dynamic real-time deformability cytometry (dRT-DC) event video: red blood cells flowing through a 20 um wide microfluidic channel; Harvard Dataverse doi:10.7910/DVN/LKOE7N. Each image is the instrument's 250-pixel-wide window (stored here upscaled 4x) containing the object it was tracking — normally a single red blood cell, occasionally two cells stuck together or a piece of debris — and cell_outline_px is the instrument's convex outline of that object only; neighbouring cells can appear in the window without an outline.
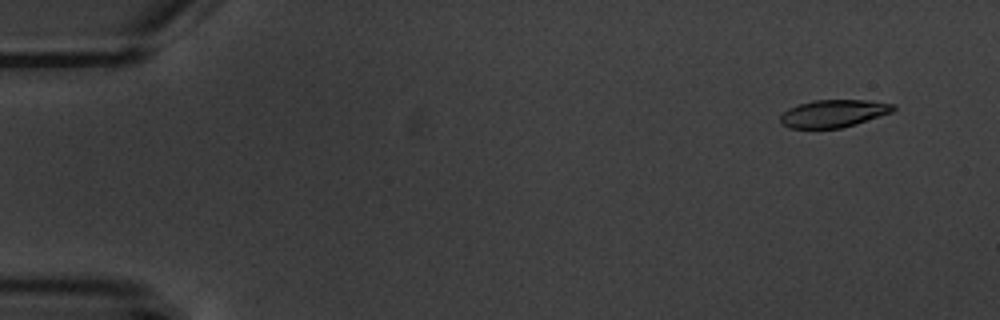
{"species": "common noctule bat (a hibernating species)", "species_latin": "Nyctalus noctula", "temperature_condition": "warm", "stored_images_in_passage": 6, "camera_frame_rate_fps": 3000, "um_per_image_px": 0.085, "animal": {"sex": "male", "body_mass_g": 20.1, "forearm_length_mm": 53.5}, "frame": {"image": 1, "passage_image": 1, "time_ms": 0.0, "image_size_px": [1000, 320], "cell_outline_px": [[896, 108], [892, 112], [856, 124], [840, 128], [788, 128], [780, 124], [780, 116], [788, 108], [812, 100], [868, 100], [896, 104]], "centroid_in_image_um": [70.85, 9.64], "position_along_channel_um": 14.2, "area_um2": 18.21}}
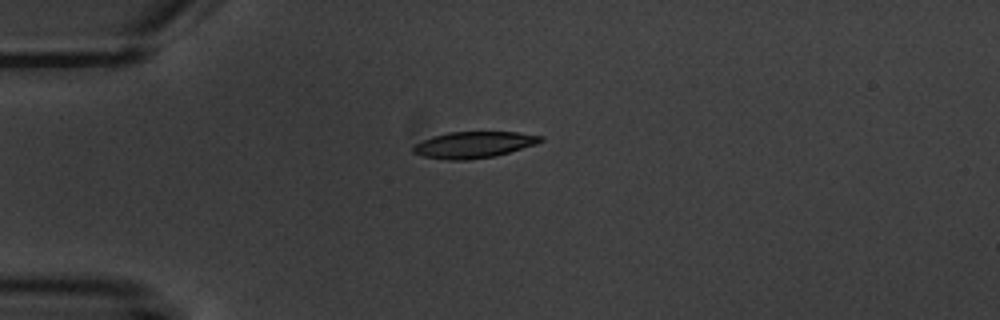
{"frame": {"image": 2, "passage_image": 4, "time_ms": 3.667, "image_size_px": [1000, 320], "cell_outline_px": [[544, 140], [536, 144], [508, 152], [492, 156], [464, 160], [448, 160], [424, 156], [412, 152], [412, 148], [416, 144], [432, 136], [448, 132], [516, 132], [544, 136]], "centroid_in_image_um": [40.27, 12.29], "position_along_channel_um": 44.7, "area_um2": 19.31}}